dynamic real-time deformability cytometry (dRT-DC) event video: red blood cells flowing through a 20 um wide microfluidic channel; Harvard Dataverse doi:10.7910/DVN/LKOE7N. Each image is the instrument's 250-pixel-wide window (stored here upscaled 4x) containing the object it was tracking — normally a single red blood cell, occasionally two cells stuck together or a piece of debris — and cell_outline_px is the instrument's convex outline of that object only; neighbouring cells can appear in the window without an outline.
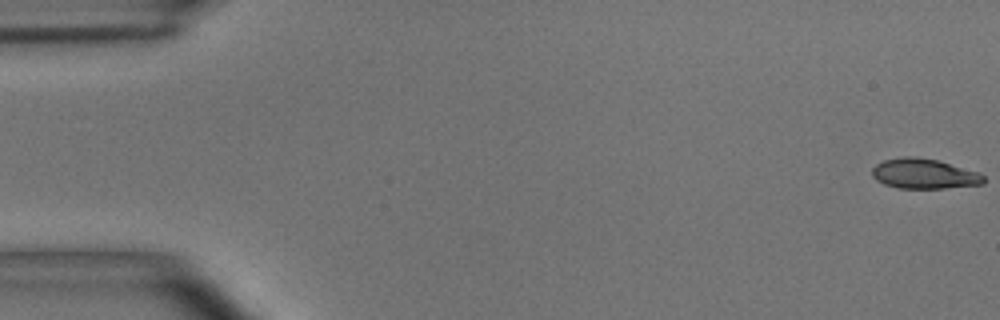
{"species": "common noctule bat (a hibernating species)", "species_latin": "Nyctalus noctula", "temperature_condition": "room temperature", "stored_images_in_passage": 56, "segment_of_instrument_passage": [1, 2], "camera_frame_rate_fps": 3000, "um_per_image_px": 0.085, "animal": {"sex": "male", "body_mass_g": 15.6}, "frame": {"image": 1, "passage_image": 1, "time_ms": 0.0, "image_size_px": [1000, 320], "cell_outline_px": [[984, 184], [944, 188], [900, 188], [884, 184], [876, 180], [872, 176], [872, 168], [876, 164], [884, 160], [904, 156], [916, 156], [936, 160], [980, 172], [984, 176]], "centroid_in_image_um": [78.54, 14.76], "position_along_channel_um": 6.5, "area_um2": 19.54}}
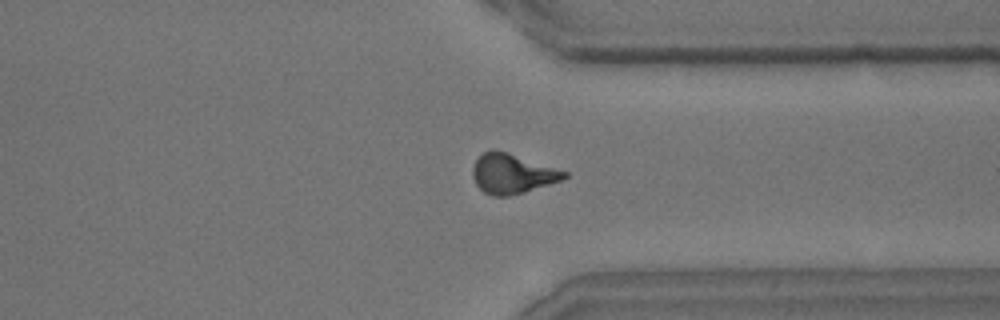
{"frame": {"image": 2, "passage_image": 42, "time_ms": 13.667, "image_size_px": [1000, 320], "cell_outline_px": [[568, 176], [560, 180], [524, 192], [508, 196], [492, 196], [484, 192], [476, 184], [472, 176], [472, 168], [476, 160], [484, 152], [492, 148], [508, 152], [568, 172]], "centroid_in_image_um": [43.5, 14.75], "position_along_channel_um": 367.9, "area_um2": 21.04}}
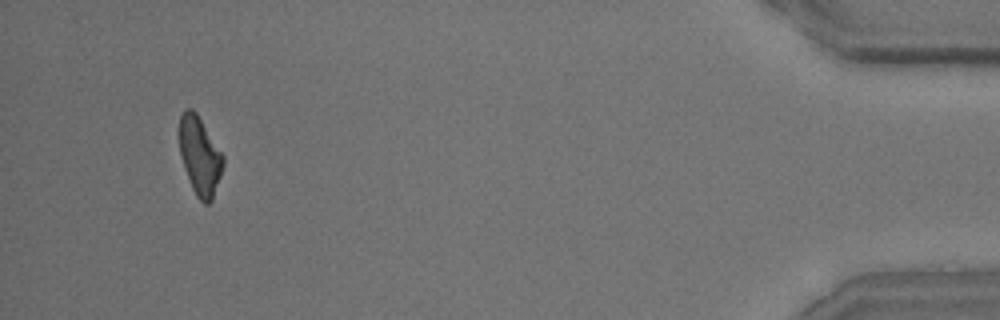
{"frame": {"image": 3, "passage_image": 52, "time_ms": 17.0, "image_size_px": [1000, 320], "cell_outline_px": [[224, 164], [212, 200], [208, 204], [204, 204], [196, 196], [192, 188], [184, 168], [180, 156], [180, 116], [184, 108], [192, 108], [196, 112], [224, 156]], "centroid_in_image_um": [16.98, 13.25], "position_along_channel_um": 418.2, "area_um2": 19.83}}